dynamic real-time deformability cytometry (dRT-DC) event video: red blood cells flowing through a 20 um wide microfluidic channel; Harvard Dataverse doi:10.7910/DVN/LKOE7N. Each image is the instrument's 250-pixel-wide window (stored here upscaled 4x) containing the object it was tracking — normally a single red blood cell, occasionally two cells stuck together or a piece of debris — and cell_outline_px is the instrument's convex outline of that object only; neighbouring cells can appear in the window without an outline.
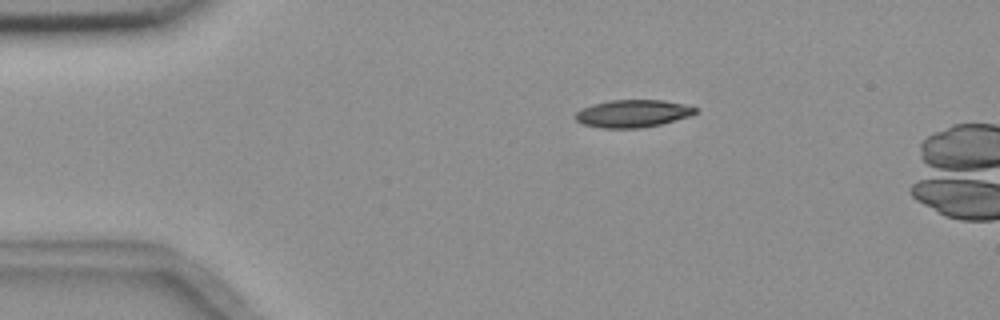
{"species": "common noctule bat (a hibernating species)", "species_latin": "Nyctalus noctula", "temperature_condition": "room temperature", "stored_images_in_passage": 2, "camera_frame_rate_fps": 3000, "um_per_image_px": 0.085, "animal": {"sex": "female", "body_mass_g": 18.4}, "frame": {"image": 1, "passage_image": 1, "time_ms": 0.0, "image_size_px": [1000, 320], "cell_outline_px": [[700, 108], [696, 112], [688, 116], [660, 124], [640, 128], [604, 128], [580, 124], [572, 116], [580, 108], [592, 104], [612, 100], [664, 100], [684, 104]], "centroid_in_image_um": [53.73, 9.64], "position_along_channel_um": 31.3, "area_um2": 19.36}}